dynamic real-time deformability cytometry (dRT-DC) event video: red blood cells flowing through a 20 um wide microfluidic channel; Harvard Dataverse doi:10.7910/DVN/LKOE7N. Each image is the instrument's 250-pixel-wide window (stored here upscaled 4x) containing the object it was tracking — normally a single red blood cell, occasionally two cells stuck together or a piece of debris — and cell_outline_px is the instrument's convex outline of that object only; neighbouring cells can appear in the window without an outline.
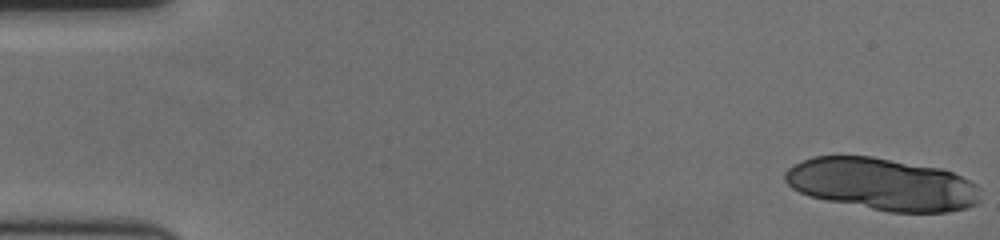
{"species": "human", "species_latin": "Homo sapiens", "temperature_condition": "cold", "stored_images_in_passage": 18, "camera_frame_rate_fps": 3000, "um_per_image_px": 0.085, "donor": {"sex": "female"}, "frame": {"image": 1, "passage_image": 1, "time_ms": 0.0, "image_size_px": [1000, 240], "cell_outline_px": [[980, 200], [976, 204], [964, 208], [948, 212], [888, 212], [808, 196], [792, 188], [784, 180], [784, 172], [788, 168], [812, 156], [872, 156], [940, 168], [952, 172], [976, 184], [980, 188]], "centroid_in_image_um": [74.99, 15.65], "position_along_channel_um": 10.0, "area_um2": 59.42}}